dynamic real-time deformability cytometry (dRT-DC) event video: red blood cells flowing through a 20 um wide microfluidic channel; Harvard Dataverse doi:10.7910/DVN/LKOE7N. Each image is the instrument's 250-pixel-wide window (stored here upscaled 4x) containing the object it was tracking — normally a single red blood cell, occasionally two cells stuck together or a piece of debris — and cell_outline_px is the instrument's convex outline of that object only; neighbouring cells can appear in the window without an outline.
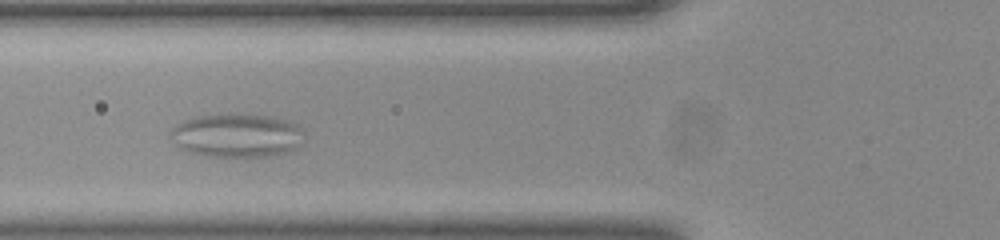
{"species": "common noctule bat (a hibernating species)", "species_latin": "Nyctalus noctula", "temperature_condition": "room temperature", "stored_images_in_passage": 55, "segment_of_instrument_passage": [2, 2], "camera_frame_rate_fps": 3000, "um_per_image_px": 0.085, "animal": {"sex": "female", "body_mass_g": 23.0, "forearm_length_mm": 53.4}, "frame": {"image": 1, "passage_image": 20, "time_ms": 6.333, "image_size_px": [1000, 240], "cell_outline_px": [[296, 128], [292, 148], [284, 152], [264, 156], [212, 156], [192, 152], [184, 148], [180, 144], [172, 132], [172, 128], [184, 120], [200, 116], [272, 116], [288, 120], [296, 124]], "centroid_in_image_um": [20.05, 11.51], "position_along_channel_um": 105.8, "area_um2": 31.21}}
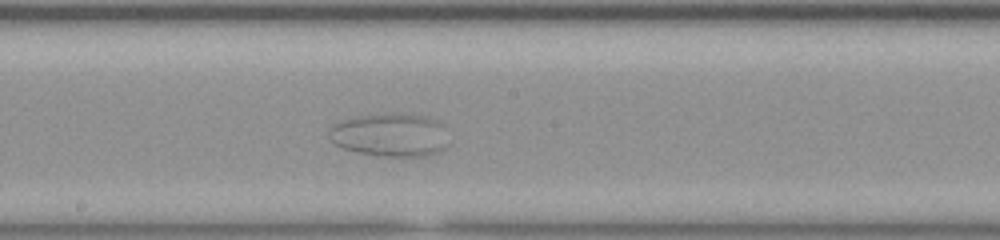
{"frame": {"image": 2, "passage_image": 29, "time_ms": 9.333, "image_size_px": [1000, 240], "cell_outline_px": [[444, 148], [436, 152], [424, 156], [380, 156], [356, 152], [344, 148], [336, 144], [332, 140], [332, 124], [352, 116], [388, 112], [424, 116], [436, 120], [440, 124]], "centroid_in_image_um": [33.08, 11.45], "position_along_channel_um": 215.1, "area_um2": 29.54}}
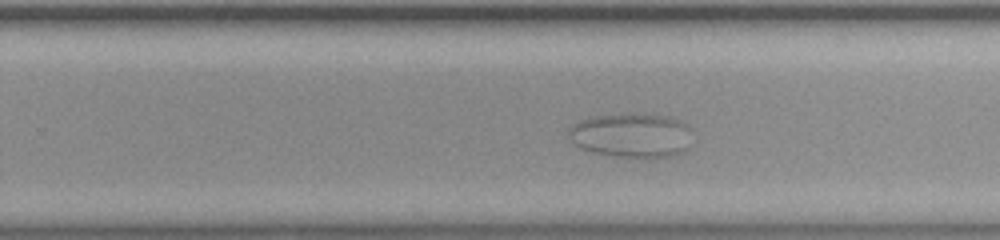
{"frame": {"image": 3, "passage_image": 34, "time_ms": 11.0, "image_size_px": [1000, 240], "cell_outline_px": [[688, 128], [684, 148], [668, 156], [652, 160], [644, 160], [616, 156], [592, 152], [576, 144], [568, 136], [568, 128], [572, 124], [580, 120], [592, 116], [632, 112], [652, 112], [668, 116], [680, 120]], "centroid_in_image_um": [53.59, 11.47], "position_along_channel_um": 276.2, "area_um2": 32.31}}